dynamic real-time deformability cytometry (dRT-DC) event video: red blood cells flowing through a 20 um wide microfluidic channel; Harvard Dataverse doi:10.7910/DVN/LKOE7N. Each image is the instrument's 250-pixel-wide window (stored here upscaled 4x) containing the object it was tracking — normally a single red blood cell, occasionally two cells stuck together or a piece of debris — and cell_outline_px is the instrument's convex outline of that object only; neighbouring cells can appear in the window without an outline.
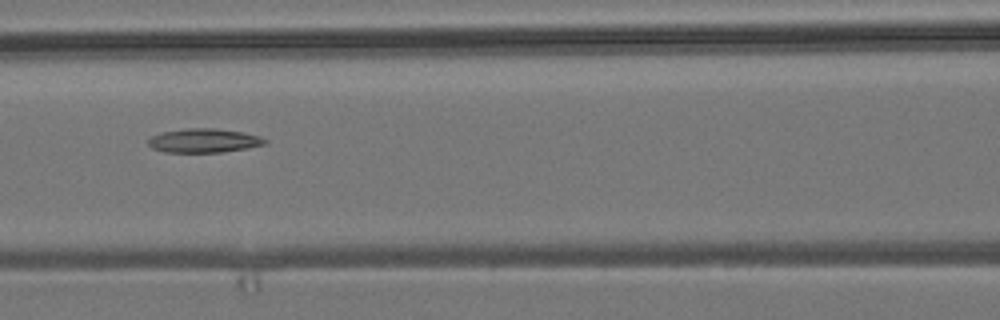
{"species": "common noctule bat (a hibernating species)", "species_latin": "Nyctalus noctula", "temperature_condition": "room temperature", "stored_images_in_passage": 5, "camera_frame_rate_fps": 3000, "um_per_image_px": 0.085, "animal": {"sex": "male", "body_mass_g": 19.2, "forearm_length_mm": 51.8}, "frame": {"image": 1, "passage_image": 3, "time_ms": 2.333, "image_size_px": [1000, 320], "cell_outline_px": [[268, 144], [248, 148], [220, 152], [164, 152], [152, 148], [148, 144], [148, 140], [152, 136], [160, 132], [188, 128], [216, 128], [240, 132], [260, 136], [268, 140]], "centroid_in_image_um": [17.34, 11.95], "position_along_channel_um": 149.3, "area_um2": 16.36}}
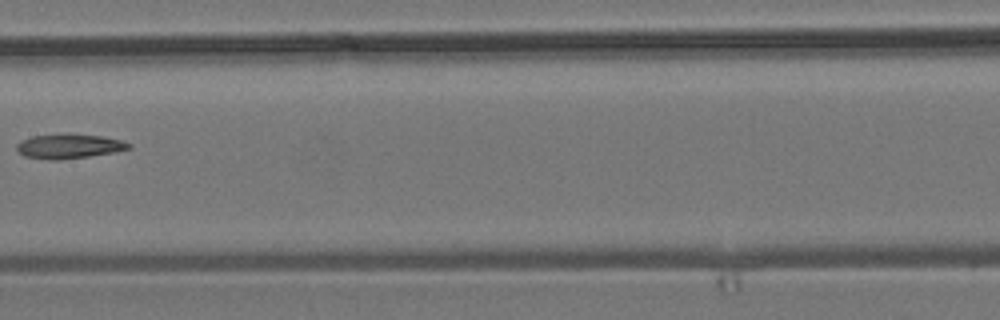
{"frame": {"image": 2, "passage_image": 4, "time_ms": 3.667, "image_size_px": [1000, 320], "cell_outline_px": [[132, 148], [112, 152], [88, 156], [60, 160], [52, 160], [24, 156], [16, 148], [16, 144], [20, 140], [32, 136], [100, 136], [120, 140], [132, 144]], "centroid_in_image_um": [5.85, 12.47], "position_along_channel_um": 201.6, "area_um2": 15.2}}
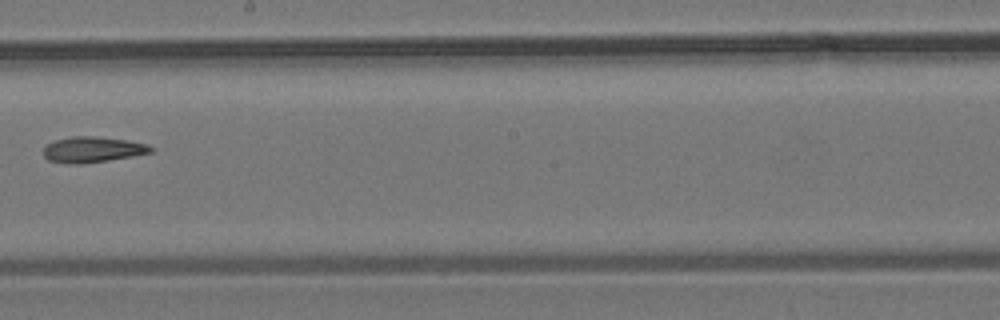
{"frame": {"image": 3, "passage_image": 5, "time_ms": 4.667, "image_size_px": [1000, 320], "cell_outline_px": [[156, 148], [152, 152], [132, 156], [108, 160], [80, 164], [68, 164], [48, 160], [44, 156], [44, 148], [48, 144], [56, 140], [72, 136], [96, 136], [128, 140], [148, 144]], "centroid_in_image_um": [7.9, 12.71], "position_along_channel_um": 240.3, "area_um2": 16.13}}